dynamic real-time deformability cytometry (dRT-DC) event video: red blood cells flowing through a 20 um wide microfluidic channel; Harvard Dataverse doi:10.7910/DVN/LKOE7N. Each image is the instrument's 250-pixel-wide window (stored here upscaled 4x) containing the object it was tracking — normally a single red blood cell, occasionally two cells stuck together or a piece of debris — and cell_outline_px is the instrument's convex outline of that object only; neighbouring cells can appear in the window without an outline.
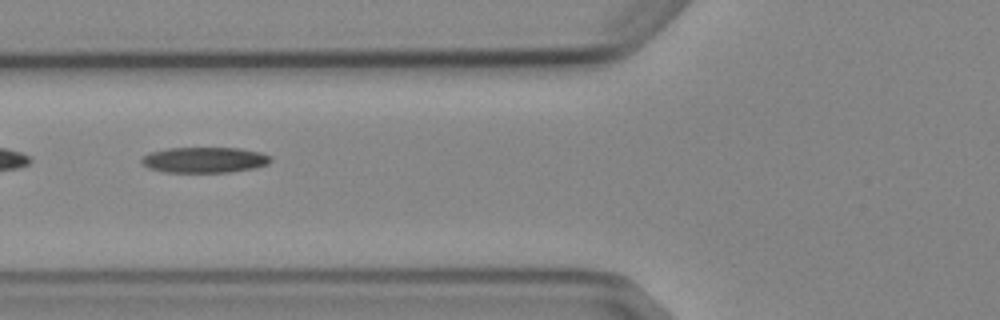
{"species": "Egyptian fruit bat (a non-hibernating species)", "species_latin": "Rousettus aegyptiacus", "temperature_condition": "cold", "stored_images_in_passage": 8, "camera_frame_rate_fps": 3000, "um_per_image_px": 0.085, "animal": {"sex": "female"}, "frame": {"image": 1, "passage_image": 6, "time_ms": 6.667, "image_size_px": [1000, 320], "cell_outline_px": [[272, 160], [268, 164], [252, 168], [228, 172], [164, 172], [148, 168], [140, 160], [148, 152], [168, 148], [240, 148], [260, 152], [272, 156]], "centroid_in_image_um": [17.38, 13.58], "position_along_channel_um": 108.4, "area_um2": 19.31}}